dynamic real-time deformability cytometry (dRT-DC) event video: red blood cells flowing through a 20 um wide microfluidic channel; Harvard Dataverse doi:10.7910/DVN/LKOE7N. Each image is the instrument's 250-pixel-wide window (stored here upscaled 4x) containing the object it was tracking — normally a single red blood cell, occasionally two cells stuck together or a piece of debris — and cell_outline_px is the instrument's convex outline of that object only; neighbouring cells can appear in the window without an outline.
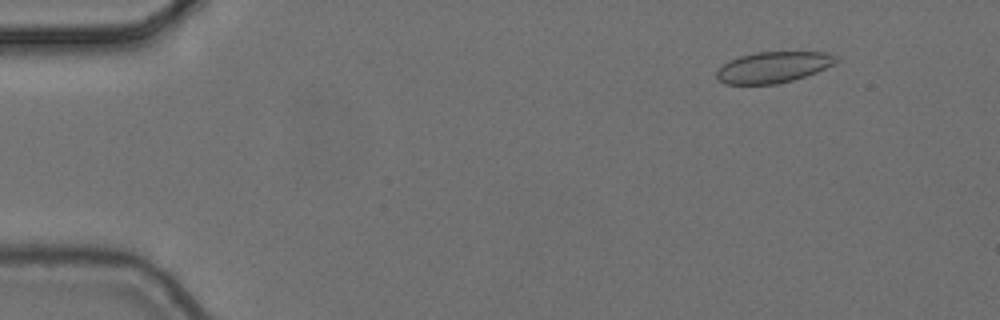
{"species": "common noctule bat (a hibernating species)", "species_latin": "Nyctalus noctula", "temperature_condition": "cold", "stored_images_in_passage": 4, "camera_frame_rate_fps": 3000, "um_per_image_px": 0.085, "animal": {"sex": "female", "body_mass_g": 24.6, "forearm_length_mm": 56.2}, "frame": {"image": 1, "passage_image": 2, "time_ms": 0.333, "image_size_px": [1000, 320], "cell_outline_px": [[840, 60], [816, 72], [792, 80], [776, 84], [724, 84], [716, 76], [716, 72], [728, 60], [740, 56], [756, 52], [828, 52], [836, 56]], "centroid_in_image_um": [65.72, 5.7], "position_along_channel_um": 19.3, "area_um2": 21.44}}
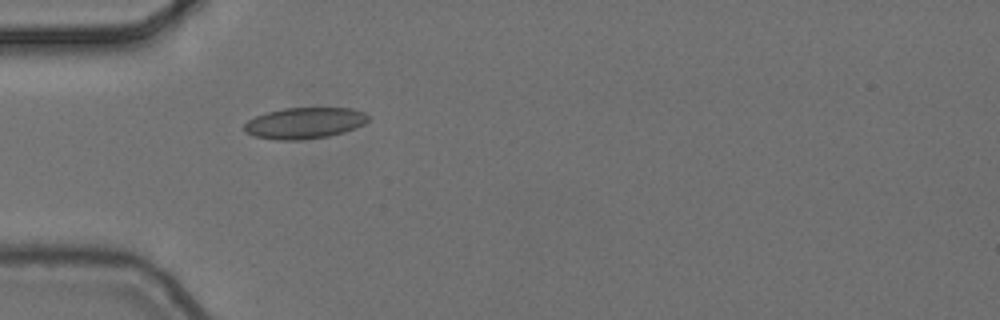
{"frame": {"image": 2, "passage_image": 4, "time_ms": 1.0, "image_size_px": [1000, 320], "cell_outline_px": [[372, 116], [364, 124], [344, 132], [328, 136], [300, 140], [272, 140], [252, 136], [244, 132], [244, 124], [248, 120], [256, 116], [268, 112], [284, 108], [352, 108], [364, 112]], "centroid_in_image_um": [25.88, 10.46], "position_along_channel_um": 59.1, "area_um2": 22.72}}